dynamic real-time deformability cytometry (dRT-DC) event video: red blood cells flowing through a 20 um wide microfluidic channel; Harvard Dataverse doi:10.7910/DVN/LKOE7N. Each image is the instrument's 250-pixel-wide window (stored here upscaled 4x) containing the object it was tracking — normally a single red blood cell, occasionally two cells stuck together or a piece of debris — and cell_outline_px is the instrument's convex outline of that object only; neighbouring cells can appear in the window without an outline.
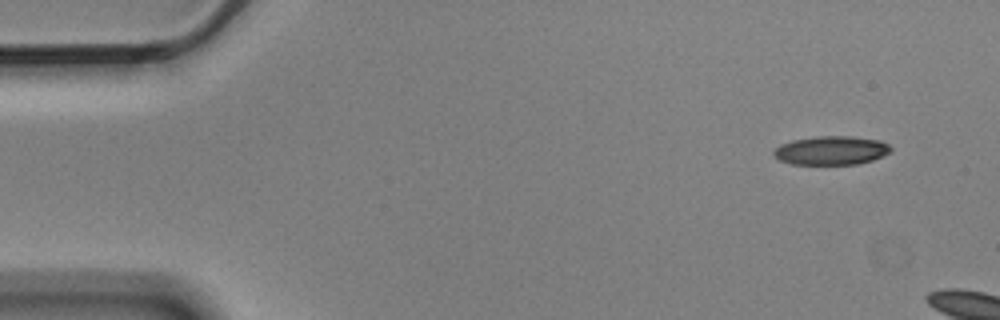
{"species": "Egyptian fruit bat (a non-hibernating species)", "species_latin": "Rousettus aegyptiacus", "temperature_condition": "cold", "stored_images_in_passage": 3, "camera_frame_rate_fps": 3000, "um_per_image_px": 0.085, "animal": {"sex": "male"}, "frame": {"image": 1, "passage_image": 1, "time_ms": 0.0, "image_size_px": [1000, 320], "cell_outline_px": [[892, 148], [884, 156], [872, 160], [856, 164], [792, 164], [780, 160], [772, 152], [780, 144], [792, 140], [820, 136], [852, 136], [880, 140], [888, 144]], "centroid_in_image_um": [70.67, 12.78], "position_along_channel_um": 14.3, "area_um2": 19.54}}